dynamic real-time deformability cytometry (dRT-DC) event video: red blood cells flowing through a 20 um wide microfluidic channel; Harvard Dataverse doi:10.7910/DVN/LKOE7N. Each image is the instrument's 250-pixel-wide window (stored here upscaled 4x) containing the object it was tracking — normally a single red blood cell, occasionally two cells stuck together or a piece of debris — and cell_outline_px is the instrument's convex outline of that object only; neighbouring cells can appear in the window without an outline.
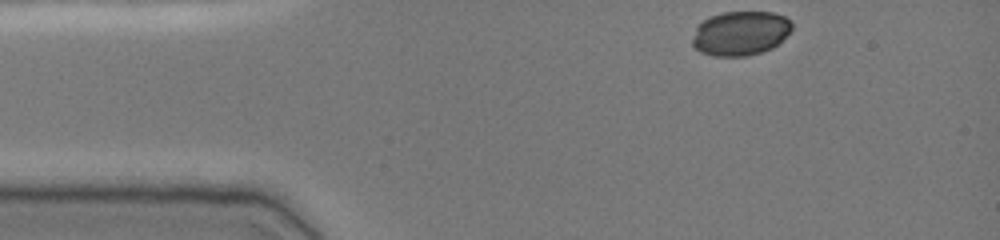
{"species": "common noctule bat (a hibernating species)", "species_latin": "Nyctalus noctula", "temperature_condition": "cold", "stored_images_in_passage": 36, "camera_frame_rate_fps": 3000, "um_per_image_px": 0.085, "animal": {"sex": "female", "body_mass_g": 19.0, "forearm_length_mm": 51.5}, "frame": {"image": 1, "passage_image": 1, "time_ms": 0.0, "image_size_px": [1000, 240], "cell_outline_px": [[792, 28], [772, 48], [748, 56], [712, 56], [700, 52], [692, 44], [692, 40], [696, 28], [704, 20], [712, 16], [724, 12], [772, 12], [784, 16], [792, 20]], "centroid_in_image_um": [62.93, 2.83], "position_along_channel_um": 22.1, "area_um2": 25.49}}
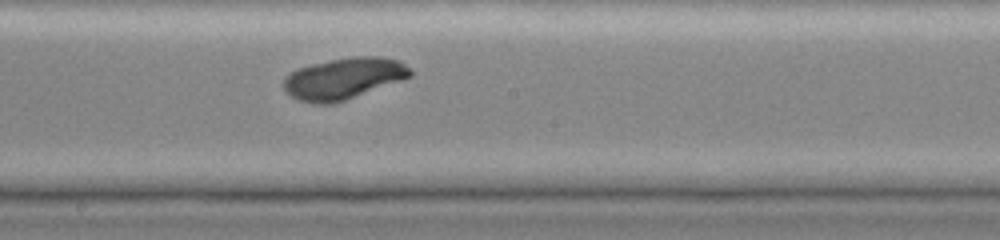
{"frame": {"image": 2, "passage_image": 21, "time_ms": 6.667, "image_size_px": [1000, 240], "cell_outline_px": [[412, 76], [404, 80], [332, 104], [316, 104], [300, 100], [284, 92], [280, 84], [292, 72], [300, 68], [312, 64], [352, 56], [380, 56], [400, 60], [412, 68]], "centroid_in_image_um": [29.25, 6.67], "position_along_channel_um": 218.9, "area_um2": 30.69}}
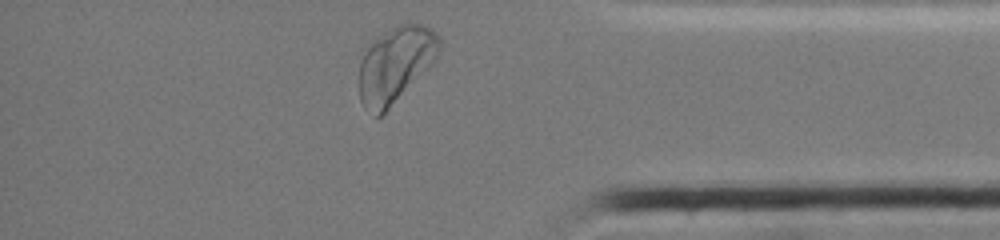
{"frame": {"image": 3, "passage_image": 36, "time_ms": 11.667, "image_size_px": [1000, 240], "cell_outline_px": [[440, 48], [432, 64], [380, 116], [376, 116], [364, 108], [360, 100], [360, 64], [368, 48], [376, 36], [400, 24], [420, 24], [432, 28], [440, 36]], "centroid_in_image_um": [33.63, 5.46], "position_along_channel_um": 401.6, "area_um2": 34.68}, "authors_computed_cell_mechanics": {"area_um2": 29.9115, "velocity_mm_per_s": 3.8454, "shape_relaxation_time_tau1_ms": 0.9663, "shape_relaxation_time_tau2_ms": null, "deformation_change_tau1": 0.0168, "deformation_change_tau2": null}}